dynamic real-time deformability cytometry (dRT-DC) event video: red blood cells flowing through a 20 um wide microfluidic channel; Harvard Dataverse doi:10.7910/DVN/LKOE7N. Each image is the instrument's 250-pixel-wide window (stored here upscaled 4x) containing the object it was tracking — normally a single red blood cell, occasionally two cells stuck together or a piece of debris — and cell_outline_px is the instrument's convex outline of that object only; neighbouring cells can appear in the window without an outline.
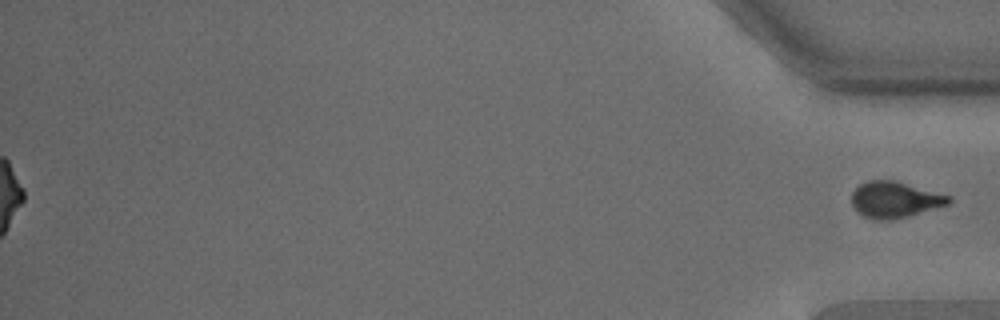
{"species": "common noctule bat (a hibernating species)", "species_latin": "Nyctalus noctula", "temperature_condition": "warm", "stored_images_in_passage": 47, "segment_of_instrument_passage": [2, 2], "camera_frame_rate_fps": 3000, "um_per_image_px": 0.085, "animal": {"sex": "male", "body_mass_g": 15.6}, "frame": {"image": 1, "passage_image": 47, "time_ms": 15.333, "image_size_px": [1000, 320], "cell_outline_px": [[952, 200], [948, 204], [908, 216], [888, 220], [872, 220], [856, 212], [852, 204], [852, 192], [860, 184], [868, 180], [892, 180], [952, 196]], "centroid_in_image_um": [76.03, 16.98], "position_along_channel_um": 359.2, "area_um2": 20.35}}